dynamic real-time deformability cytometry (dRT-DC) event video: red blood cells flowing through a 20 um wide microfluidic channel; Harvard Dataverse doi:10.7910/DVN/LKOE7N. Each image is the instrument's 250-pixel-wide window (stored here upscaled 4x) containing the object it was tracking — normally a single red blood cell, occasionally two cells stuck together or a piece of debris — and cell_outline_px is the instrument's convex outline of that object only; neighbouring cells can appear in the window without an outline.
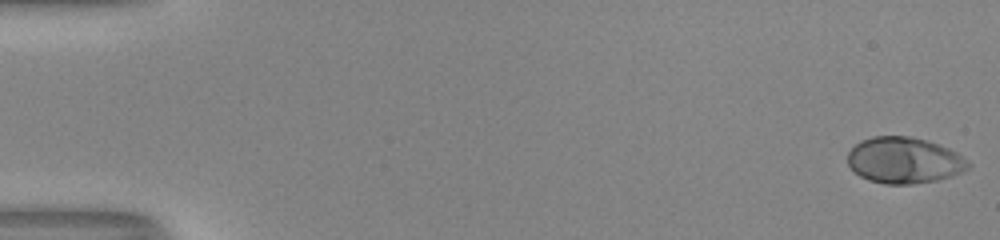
{"species": "human", "species_latin": "Homo sapiens", "temperature_condition": "room temperature", "stored_images_in_passage": 11, "camera_frame_rate_fps": 3000, "um_per_image_px": 0.085, "donor": {"sex": "male"}, "frame": {"image": 1, "passage_image": 1, "time_ms": 0.0, "image_size_px": [1000, 240], "cell_outline_px": [[972, 164], [968, 168], [960, 172], [936, 180], [912, 184], [884, 184], [868, 180], [860, 176], [848, 164], [848, 152], [860, 140], [872, 136], [908, 136], [928, 140], [948, 148], [956, 152]], "centroid_in_image_um": [76.83, 13.62], "position_along_channel_um": 8.2, "area_um2": 32.31}}